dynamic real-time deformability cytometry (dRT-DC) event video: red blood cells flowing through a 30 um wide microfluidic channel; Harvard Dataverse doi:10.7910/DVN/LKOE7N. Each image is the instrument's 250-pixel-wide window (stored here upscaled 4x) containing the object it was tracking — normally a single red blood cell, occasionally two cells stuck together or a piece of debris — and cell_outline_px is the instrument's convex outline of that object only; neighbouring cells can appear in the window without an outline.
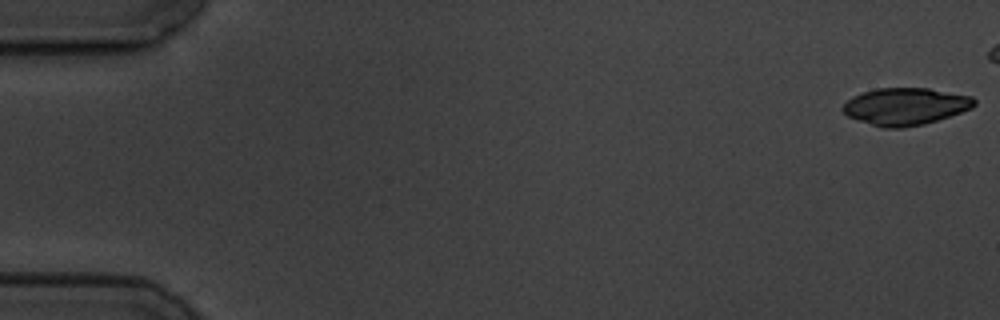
{"species": "common noctule bat (a hibernating species)", "species_latin": "Nyctalus noctula", "temperature_condition": "cold", "stored_images_in_passage": 7, "camera_frame_rate_fps": 3000, "um_per_image_px": 0.085, "animal": {"sex": "male", "body_mass_g": 19.5, "forearm_length_mm": 54.6}, "frame": {"image": 1, "passage_image": 1, "time_ms": 0.0, "image_size_px": [1000, 320], "cell_outline_px": [[976, 104], [972, 108], [924, 124], [904, 128], [884, 128], [848, 116], [840, 108], [852, 96], [876, 88], [928, 88], [972, 96], [976, 100]], "centroid_in_image_um": [76.97, 9.04], "position_along_channel_um": 8.0, "area_um2": 28.26}}
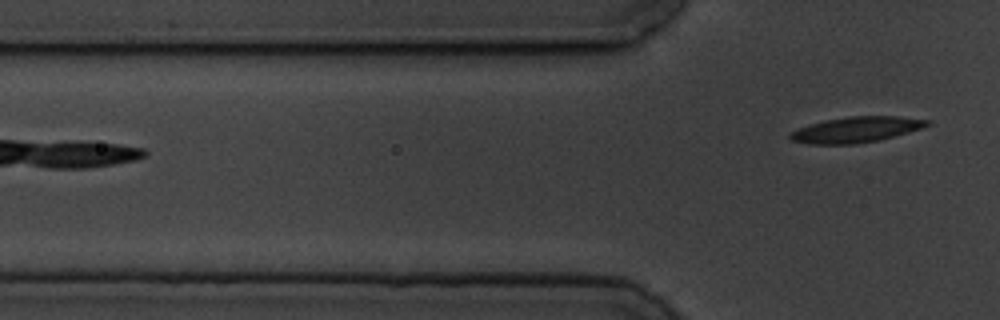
{"frame": {"image": 2, "passage_image": 7, "time_ms": 7.333, "image_size_px": [1000, 320], "cell_outline_px": [[932, 124], [908, 132], [876, 140], [852, 144], [808, 144], [792, 140], [788, 136], [792, 132], [800, 128], [824, 120], [848, 116], [900, 116], [932, 120]], "centroid_in_image_um": [72.8, 11.0], "position_along_channel_um": 53.0, "area_um2": 20.23}}